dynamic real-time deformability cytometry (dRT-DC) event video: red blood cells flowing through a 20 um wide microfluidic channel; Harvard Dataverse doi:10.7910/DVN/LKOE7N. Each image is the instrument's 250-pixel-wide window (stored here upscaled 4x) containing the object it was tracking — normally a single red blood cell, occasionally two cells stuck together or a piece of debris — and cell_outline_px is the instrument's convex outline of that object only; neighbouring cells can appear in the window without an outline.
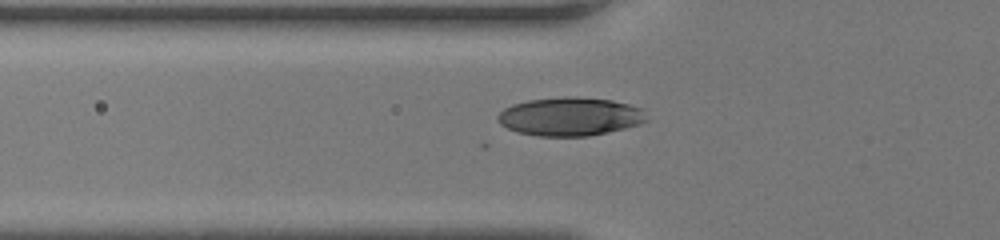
{"species": "human", "species_latin": "Homo sapiens", "temperature_condition": "room temperature", "stored_images_in_passage": 33, "camera_frame_rate_fps": 3000, "um_per_image_px": 0.085, "donor": {"sex": "female"}, "frame": {"image": 1, "passage_image": 4, "time_ms": 1.0, "image_size_px": [1000, 240], "cell_outline_px": [[648, 120], [640, 124], [608, 132], [588, 136], [540, 136], [516, 132], [500, 124], [496, 120], [496, 116], [504, 108], [512, 104], [528, 100], [564, 96], [576, 96], [612, 100], [644, 108]], "centroid_in_image_um": [48.46, 9.9], "position_along_channel_um": 77.3, "area_um2": 33.7}}
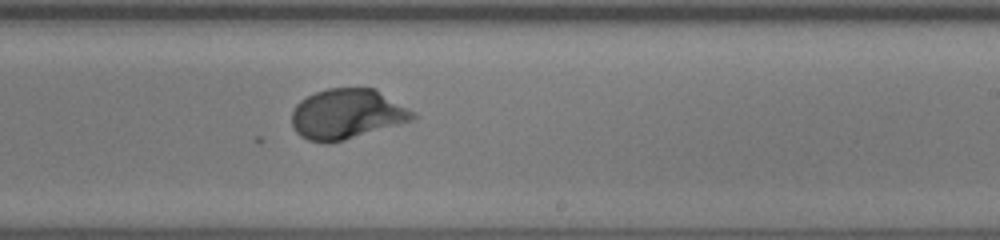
{"frame": {"image": 2, "passage_image": 16, "time_ms": 5.0, "image_size_px": [1000, 240], "cell_outline_px": [[420, 116], [412, 120], [344, 140], [328, 144], [324, 144], [308, 140], [300, 136], [292, 128], [292, 112], [296, 104], [300, 100], [316, 92], [328, 88], [376, 88], [416, 112]], "centroid_in_image_um": [29.49, 9.7], "position_along_channel_um": 259.5, "area_um2": 35.6}}
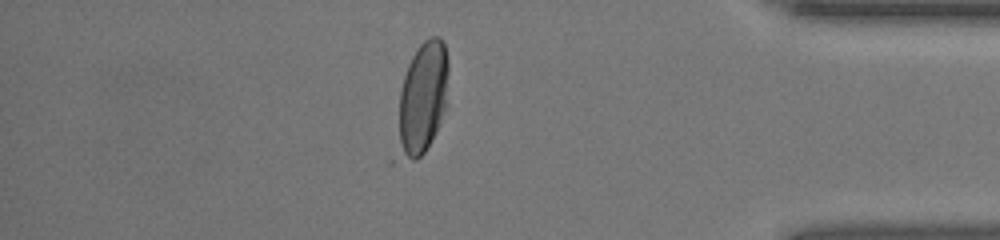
{"frame": {"image": 3, "passage_image": 27, "time_ms": 8.667, "image_size_px": [1000, 240], "cell_outline_px": [[448, 104], [436, 132], [424, 152], [416, 160], [392, 164], [388, 164], [388, 160], [400, 88], [408, 64], [416, 48], [424, 40], [432, 36], [440, 36], [444, 44], [448, 60]], "centroid_in_image_um": [35.74, 8.63], "position_along_channel_um": 399.5, "area_um2": 36.53}}